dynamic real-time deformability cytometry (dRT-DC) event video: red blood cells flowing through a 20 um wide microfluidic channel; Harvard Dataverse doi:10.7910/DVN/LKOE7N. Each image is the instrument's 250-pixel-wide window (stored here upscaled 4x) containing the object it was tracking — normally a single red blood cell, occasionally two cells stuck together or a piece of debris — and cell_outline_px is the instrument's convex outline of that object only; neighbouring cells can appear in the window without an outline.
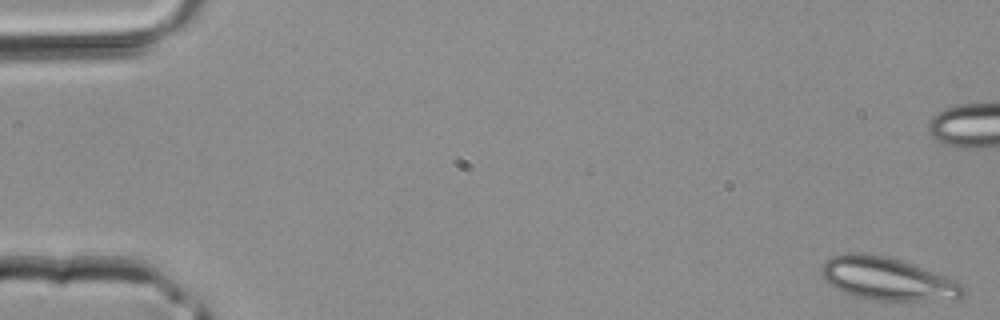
{"species": "common noctule bat (a hibernating species)", "species_latin": "Nyctalus noctula", "temperature_condition": "room temperature", "stored_images_in_passage": 42, "camera_frame_rate_fps": 3000, "um_per_image_px": 0.085, "animal": {"sex": "male", "body_mass_g": 20.4}, "frame": {"image": 1, "passage_image": 1, "time_ms": 0.0, "image_size_px": [1000, 320], "cell_outline_px": [[964, 292], [960, 296], [924, 300], [868, 300], [844, 292], [828, 284], [824, 280], [820, 272], [820, 268], [824, 260], [832, 256], [848, 252], [860, 252], [884, 256], [900, 260], [956, 280], [964, 288]], "centroid_in_image_um": [75.3, 23.67], "position_along_channel_um": 9.7, "area_um2": 34.85}}
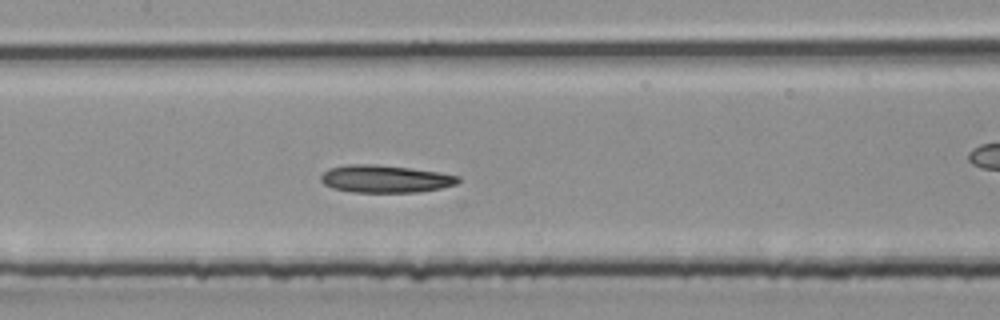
{"frame": {"image": 2, "passage_image": 20, "time_ms": 6.333, "image_size_px": [1000, 320], "cell_outline_px": [[460, 180], [456, 184], [440, 188], [416, 192], [352, 192], [332, 188], [324, 184], [320, 180], [320, 176], [328, 168], [348, 164], [376, 164], [412, 168], [440, 172], [460, 176]], "centroid_in_image_um": [32.73, 15.19], "position_along_channel_um": 174.7, "area_um2": 22.14}}
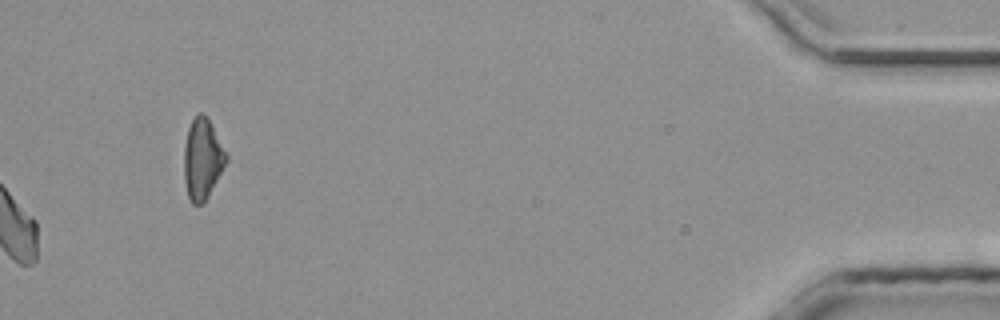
{"frame": {"image": 3, "passage_image": 42, "time_ms": 13.667, "image_size_px": [1000, 320], "cell_outline_px": [[228, 160], [208, 196], [200, 204], [192, 204], [188, 196], [184, 180], [184, 148], [188, 128], [196, 112], [200, 112], [208, 116], [228, 156]], "centroid_in_image_um": [17.21, 13.46], "position_along_channel_um": 418.0, "area_um2": 19.88}}